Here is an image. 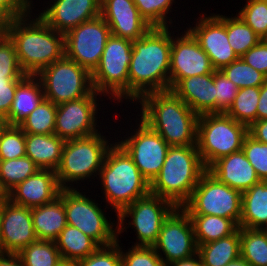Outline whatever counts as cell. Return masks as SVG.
I'll return each instance as SVG.
<instances>
[{"label":"cell","instance_id":"obj_1","mask_svg":"<svg viewBox=\"0 0 267 266\" xmlns=\"http://www.w3.org/2000/svg\"><path fill=\"white\" fill-rule=\"evenodd\" d=\"M169 27H152L132 41L128 73V100L137 102L150 92L169 90L171 33Z\"/></svg>","mask_w":267,"mask_h":266},{"label":"cell","instance_id":"obj_2","mask_svg":"<svg viewBox=\"0 0 267 266\" xmlns=\"http://www.w3.org/2000/svg\"><path fill=\"white\" fill-rule=\"evenodd\" d=\"M10 19L7 36L14 43L19 65L26 75H38L65 56V35L52 29L39 15ZM31 19V20H30Z\"/></svg>","mask_w":267,"mask_h":266},{"label":"cell","instance_id":"obj_3","mask_svg":"<svg viewBox=\"0 0 267 266\" xmlns=\"http://www.w3.org/2000/svg\"><path fill=\"white\" fill-rule=\"evenodd\" d=\"M140 102L141 120L156 131L169 146L197 143V115L172 90L150 92Z\"/></svg>","mask_w":267,"mask_h":266},{"label":"cell","instance_id":"obj_4","mask_svg":"<svg viewBox=\"0 0 267 266\" xmlns=\"http://www.w3.org/2000/svg\"><path fill=\"white\" fill-rule=\"evenodd\" d=\"M105 203L118 215L126 206L150 193V183L132 157L115 140L106 153L99 172Z\"/></svg>","mask_w":267,"mask_h":266},{"label":"cell","instance_id":"obj_5","mask_svg":"<svg viewBox=\"0 0 267 266\" xmlns=\"http://www.w3.org/2000/svg\"><path fill=\"white\" fill-rule=\"evenodd\" d=\"M206 170L196 145L169 146L160 173L150 183V193L182 207Z\"/></svg>","mask_w":267,"mask_h":266},{"label":"cell","instance_id":"obj_6","mask_svg":"<svg viewBox=\"0 0 267 266\" xmlns=\"http://www.w3.org/2000/svg\"><path fill=\"white\" fill-rule=\"evenodd\" d=\"M106 138L99 131L88 137L65 142L61 162L56 170L57 180L62 189L74 188L70 182H76L77 185V181L82 182L84 179L99 176L106 153L112 145Z\"/></svg>","mask_w":267,"mask_h":266},{"label":"cell","instance_id":"obj_7","mask_svg":"<svg viewBox=\"0 0 267 266\" xmlns=\"http://www.w3.org/2000/svg\"><path fill=\"white\" fill-rule=\"evenodd\" d=\"M247 134L248 127L226 113L199 115L196 146L205 168L219 158L242 150Z\"/></svg>","mask_w":267,"mask_h":266},{"label":"cell","instance_id":"obj_8","mask_svg":"<svg viewBox=\"0 0 267 266\" xmlns=\"http://www.w3.org/2000/svg\"><path fill=\"white\" fill-rule=\"evenodd\" d=\"M131 55L132 41L111 34L98 66L91 73L93 90L118 103L127 100Z\"/></svg>","mask_w":267,"mask_h":266},{"label":"cell","instance_id":"obj_9","mask_svg":"<svg viewBox=\"0 0 267 266\" xmlns=\"http://www.w3.org/2000/svg\"><path fill=\"white\" fill-rule=\"evenodd\" d=\"M77 190L79 189H61L59 194L64 203L67 224L82 231L99 246L115 243L118 240V229L114 221L112 223L107 219L105 210L95 200Z\"/></svg>","mask_w":267,"mask_h":266},{"label":"cell","instance_id":"obj_10","mask_svg":"<svg viewBox=\"0 0 267 266\" xmlns=\"http://www.w3.org/2000/svg\"><path fill=\"white\" fill-rule=\"evenodd\" d=\"M242 193L220 182L208 170L200 177L189 200L181 207L188 215H214L233 219L241 217Z\"/></svg>","mask_w":267,"mask_h":266},{"label":"cell","instance_id":"obj_11","mask_svg":"<svg viewBox=\"0 0 267 266\" xmlns=\"http://www.w3.org/2000/svg\"><path fill=\"white\" fill-rule=\"evenodd\" d=\"M176 208L172 202L152 193L138 198L116 215L118 221L115 223L118 235L130 226L135 229L138 239V242L136 240L132 246L153 247L157 242L163 222ZM127 217L132 218V220L128 222L129 226L126 227Z\"/></svg>","mask_w":267,"mask_h":266},{"label":"cell","instance_id":"obj_12","mask_svg":"<svg viewBox=\"0 0 267 266\" xmlns=\"http://www.w3.org/2000/svg\"><path fill=\"white\" fill-rule=\"evenodd\" d=\"M44 97L55 105L88 96L93 91L91 73L66 56L36 75Z\"/></svg>","mask_w":267,"mask_h":266},{"label":"cell","instance_id":"obj_13","mask_svg":"<svg viewBox=\"0 0 267 266\" xmlns=\"http://www.w3.org/2000/svg\"><path fill=\"white\" fill-rule=\"evenodd\" d=\"M110 35V28L101 15L85 21L65 34V56L92 73Z\"/></svg>","mask_w":267,"mask_h":266},{"label":"cell","instance_id":"obj_14","mask_svg":"<svg viewBox=\"0 0 267 266\" xmlns=\"http://www.w3.org/2000/svg\"><path fill=\"white\" fill-rule=\"evenodd\" d=\"M140 123L134 132L129 136H124V140L118 143L132 157L134 164L141 174L151 183L160 173L164 164L169 145L145 122L139 119Z\"/></svg>","mask_w":267,"mask_h":266},{"label":"cell","instance_id":"obj_15","mask_svg":"<svg viewBox=\"0 0 267 266\" xmlns=\"http://www.w3.org/2000/svg\"><path fill=\"white\" fill-rule=\"evenodd\" d=\"M99 95L93 90L86 97L57 105L54 134L67 141L98 133Z\"/></svg>","mask_w":267,"mask_h":266},{"label":"cell","instance_id":"obj_16","mask_svg":"<svg viewBox=\"0 0 267 266\" xmlns=\"http://www.w3.org/2000/svg\"><path fill=\"white\" fill-rule=\"evenodd\" d=\"M153 248L165 265L197 254L192 221L181 207H177L163 222Z\"/></svg>","mask_w":267,"mask_h":266},{"label":"cell","instance_id":"obj_17","mask_svg":"<svg viewBox=\"0 0 267 266\" xmlns=\"http://www.w3.org/2000/svg\"><path fill=\"white\" fill-rule=\"evenodd\" d=\"M194 27L187 28L199 46L209 56L215 70H220L239 57L233 51L227 37V16L201 14Z\"/></svg>","mask_w":267,"mask_h":266},{"label":"cell","instance_id":"obj_18","mask_svg":"<svg viewBox=\"0 0 267 266\" xmlns=\"http://www.w3.org/2000/svg\"><path fill=\"white\" fill-rule=\"evenodd\" d=\"M184 33L175 38L171 35L169 90L184 78L215 71L209 56L199 46L193 35L188 30Z\"/></svg>","mask_w":267,"mask_h":266},{"label":"cell","instance_id":"obj_19","mask_svg":"<svg viewBox=\"0 0 267 266\" xmlns=\"http://www.w3.org/2000/svg\"><path fill=\"white\" fill-rule=\"evenodd\" d=\"M38 239L33 228L31 208L2 199L0 253L18 254Z\"/></svg>","mask_w":267,"mask_h":266},{"label":"cell","instance_id":"obj_20","mask_svg":"<svg viewBox=\"0 0 267 266\" xmlns=\"http://www.w3.org/2000/svg\"><path fill=\"white\" fill-rule=\"evenodd\" d=\"M101 16L112 35L130 41L140 39L152 28L133 0H101Z\"/></svg>","mask_w":267,"mask_h":266},{"label":"cell","instance_id":"obj_21","mask_svg":"<svg viewBox=\"0 0 267 266\" xmlns=\"http://www.w3.org/2000/svg\"><path fill=\"white\" fill-rule=\"evenodd\" d=\"M51 2L39 16L52 29L64 35L81 23L101 15V0H52Z\"/></svg>","mask_w":267,"mask_h":266},{"label":"cell","instance_id":"obj_22","mask_svg":"<svg viewBox=\"0 0 267 266\" xmlns=\"http://www.w3.org/2000/svg\"><path fill=\"white\" fill-rule=\"evenodd\" d=\"M61 189L56 171L39 169L14 187L6 197L13 204L33 208L54 201Z\"/></svg>","mask_w":267,"mask_h":266},{"label":"cell","instance_id":"obj_23","mask_svg":"<svg viewBox=\"0 0 267 266\" xmlns=\"http://www.w3.org/2000/svg\"><path fill=\"white\" fill-rule=\"evenodd\" d=\"M207 170L220 182L241 193L261 181L242 150L219 158Z\"/></svg>","mask_w":267,"mask_h":266},{"label":"cell","instance_id":"obj_24","mask_svg":"<svg viewBox=\"0 0 267 266\" xmlns=\"http://www.w3.org/2000/svg\"><path fill=\"white\" fill-rule=\"evenodd\" d=\"M172 91L197 115L216 113L214 73L184 78Z\"/></svg>","mask_w":267,"mask_h":266},{"label":"cell","instance_id":"obj_25","mask_svg":"<svg viewBox=\"0 0 267 266\" xmlns=\"http://www.w3.org/2000/svg\"><path fill=\"white\" fill-rule=\"evenodd\" d=\"M65 140L56 134H25V151L39 169L56 171L61 162Z\"/></svg>","mask_w":267,"mask_h":266},{"label":"cell","instance_id":"obj_26","mask_svg":"<svg viewBox=\"0 0 267 266\" xmlns=\"http://www.w3.org/2000/svg\"><path fill=\"white\" fill-rule=\"evenodd\" d=\"M31 215L38 240L55 241L67 225L64 203L59 196L50 203L31 208Z\"/></svg>","mask_w":267,"mask_h":266},{"label":"cell","instance_id":"obj_27","mask_svg":"<svg viewBox=\"0 0 267 266\" xmlns=\"http://www.w3.org/2000/svg\"><path fill=\"white\" fill-rule=\"evenodd\" d=\"M267 225V181H259L242 193L239 227L264 229Z\"/></svg>","mask_w":267,"mask_h":266},{"label":"cell","instance_id":"obj_28","mask_svg":"<svg viewBox=\"0 0 267 266\" xmlns=\"http://www.w3.org/2000/svg\"><path fill=\"white\" fill-rule=\"evenodd\" d=\"M43 86L37 76L27 75L17 86L9 111L10 125H19L44 99Z\"/></svg>","mask_w":267,"mask_h":266},{"label":"cell","instance_id":"obj_29","mask_svg":"<svg viewBox=\"0 0 267 266\" xmlns=\"http://www.w3.org/2000/svg\"><path fill=\"white\" fill-rule=\"evenodd\" d=\"M55 243L64 261H79L99 247L92 238L68 224L61 231Z\"/></svg>","mask_w":267,"mask_h":266},{"label":"cell","instance_id":"obj_30","mask_svg":"<svg viewBox=\"0 0 267 266\" xmlns=\"http://www.w3.org/2000/svg\"><path fill=\"white\" fill-rule=\"evenodd\" d=\"M197 246L203 266H225L241 255L240 227L228 237Z\"/></svg>","mask_w":267,"mask_h":266},{"label":"cell","instance_id":"obj_31","mask_svg":"<svg viewBox=\"0 0 267 266\" xmlns=\"http://www.w3.org/2000/svg\"><path fill=\"white\" fill-rule=\"evenodd\" d=\"M197 245L225 238L235 233L239 225L229 218L214 215H189Z\"/></svg>","mask_w":267,"mask_h":266},{"label":"cell","instance_id":"obj_32","mask_svg":"<svg viewBox=\"0 0 267 266\" xmlns=\"http://www.w3.org/2000/svg\"><path fill=\"white\" fill-rule=\"evenodd\" d=\"M240 252L251 266H267V232L240 227Z\"/></svg>","mask_w":267,"mask_h":266},{"label":"cell","instance_id":"obj_33","mask_svg":"<svg viewBox=\"0 0 267 266\" xmlns=\"http://www.w3.org/2000/svg\"><path fill=\"white\" fill-rule=\"evenodd\" d=\"M39 168L28 157L0 161V190L5 196Z\"/></svg>","mask_w":267,"mask_h":266},{"label":"cell","instance_id":"obj_34","mask_svg":"<svg viewBox=\"0 0 267 266\" xmlns=\"http://www.w3.org/2000/svg\"><path fill=\"white\" fill-rule=\"evenodd\" d=\"M259 97L260 87L238 89L237 95L226 114L249 128L257 121Z\"/></svg>","mask_w":267,"mask_h":266},{"label":"cell","instance_id":"obj_35","mask_svg":"<svg viewBox=\"0 0 267 266\" xmlns=\"http://www.w3.org/2000/svg\"><path fill=\"white\" fill-rule=\"evenodd\" d=\"M57 105L47 99L18 125L25 134H54Z\"/></svg>","mask_w":267,"mask_h":266},{"label":"cell","instance_id":"obj_36","mask_svg":"<svg viewBox=\"0 0 267 266\" xmlns=\"http://www.w3.org/2000/svg\"><path fill=\"white\" fill-rule=\"evenodd\" d=\"M18 255L24 266H58L63 261L55 241L37 240Z\"/></svg>","mask_w":267,"mask_h":266},{"label":"cell","instance_id":"obj_37","mask_svg":"<svg viewBox=\"0 0 267 266\" xmlns=\"http://www.w3.org/2000/svg\"><path fill=\"white\" fill-rule=\"evenodd\" d=\"M227 37L238 57L243 56L261 40L237 14L235 17L227 16Z\"/></svg>","mask_w":267,"mask_h":266},{"label":"cell","instance_id":"obj_38","mask_svg":"<svg viewBox=\"0 0 267 266\" xmlns=\"http://www.w3.org/2000/svg\"><path fill=\"white\" fill-rule=\"evenodd\" d=\"M220 71L239 89L260 87L267 81L264 74L248 65L241 57L224 66Z\"/></svg>","mask_w":267,"mask_h":266},{"label":"cell","instance_id":"obj_39","mask_svg":"<svg viewBox=\"0 0 267 266\" xmlns=\"http://www.w3.org/2000/svg\"><path fill=\"white\" fill-rule=\"evenodd\" d=\"M140 15L152 27H169L172 19L167 16L175 0H133ZM170 10V11H169ZM167 19L169 21H167ZM169 22V24H168Z\"/></svg>","mask_w":267,"mask_h":266},{"label":"cell","instance_id":"obj_40","mask_svg":"<svg viewBox=\"0 0 267 266\" xmlns=\"http://www.w3.org/2000/svg\"><path fill=\"white\" fill-rule=\"evenodd\" d=\"M237 15L261 39L267 34V0H247Z\"/></svg>","mask_w":267,"mask_h":266},{"label":"cell","instance_id":"obj_41","mask_svg":"<svg viewBox=\"0 0 267 266\" xmlns=\"http://www.w3.org/2000/svg\"><path fill=\"white\" fill-rule=\"evenodd\" d=\"M26 156L25 133L18 125H9L0 140V161Z\"/></svg>","mask_w":267,"mask_h":266},{"label":"cell","instance_id":"obj_42","mask_svg":"<svg viewBox=\"0 0 267 266\" xmlns=\"http://www.w3.org/2000/svg\"><path fill=\"white\" fill-rule=\"evenodd\" d=\"M27 75L21 69L14 43L9 37H0V79H24Z\"/></svg>","mask_w":267,"mask_h":266},{"label":"cell","instance_id":"obj_43","mask_svg":"<svg viewBox=\"0 0 267 266\" xmlns=\"http://www.w3.org/2000/svg\"><path fill=\"white\" fill-rule=\"evenodd\" d=\"M242 151L259 179L267 181V144L261 143L248 133L244 138Z\"/></svg>","mask_w":267,"mask_h":266},{"label":"cell","instance_id":"obj_44","mask_svg":"<svg viewBox=\"0 0 267 266\" xmlns=\"http://www.w3.org/2000/svg\"><path fill=\"white\" fill-rule=\"evenodd\" d=\"M122 266H166L153 247L132 246L126 252L120 247Z\"/></svg>","mask_w":267,"mask_h":266},{"label":"cell","instance_id":"obj_45","mask_svg":"<svg viewBox=\"0 0 267 266\" xmlns=\"http://www.w3.org/2000/svg\"><path fill=\"white\" fill-rule=\"evenodd\" d=\"M216 113H226L237 95L238 87L220 70L214 71Z\"/></svg>","mask_w":267,"mask_h":266},{"label":"cell","instance_id":"obj_46","mask_svg":"<svg viewBox=\"0 0 267 266\" xmlns=\"http://www.w3.org/2000/svg\"><path fill=\"white\" fill-rule=\"evenodd\" d=\"M118 240L108 246H99L92 254L78 261L79 266H122Z\"/></svg>","mask_w":267,"mask_h":266},{"label":"cell","instance_id":"obj_47","mask_svg":"<svg viewBox=\"0 0 267 266\" xmlns=\"http://www.w3.org/2000/svg\"><path fill=\"white\" fill-rule=\"evenodd\" d=\"M241 58L267 77V44L262 39Z\"/></svg>","mask_w":267,"mask_h":266},{"label":"cell","instance_id":"obj_48","mask_svg":"<svg viewBox=\"0 0 267 266\" xmlns=\"http://www.w3.org/2000/svg\"><path fill=\"white\" fill-rule=\"evenodd\" d=\"M23 79H0V115L7 117L11 110L18 84Z\"/></svg>","mask_w":267,"mask_h":266},{"label":"cell","instance_id":"obj_49","mask_svg":"<svg viewBox=\"0 0 267 266\" xmlns=\"http://www.w3.org/2000/svg\"><path fill=\"white\" fill-rule=\"evenodd\" d=\"M31 0H0V11L9 19H15L27 15L33 10Z\"/></svg>","mask_w":267,"mask_h":266},{"label":"cell","instance_id":"obj_50","mask_svg":"<svg viewBox=\"0 0 267 266\" xmlns=\"http://www.w3.org/2000/svg\"><path fill=\"white\" fill-rule=\"evenodd\" d=\"M248 133L261 143L267 144V119L255 121L248 128Z\"/></svg>","mask_w":267,"mask_h":266},{"label":"cell","instance_id":"obj_51","mask_svg":"<svg viewBox=\"0 0 267 266\" xmlns=\"http://www.w3.org/2000/svg\"><path fill=\"white\" fill-rule=\"evenodd\" d=\"M267 119V81L260 86V97L257 107V120Z\"/></svg>","mask_w":267,"mask_h":266},{"label":"cell","instance_id":"obj_52","mask_svg":"<svg viewBox=\"0 0 267 266\" xmlns=\"http://www.w3.org/2000/svg\"><path fill=\"white\" fill-rule=\"evenodd\" d=\"M0 266H24L18 254L0 253Z\"/></svg>","mask_w":267,"mask_h":266},{"label":"cell","instance_id":"obj_53","mask_svg":"<svg viewBox=\"0 0 267 266\" xmlns=\"http://www.w3.org/2000/svg\"><path fill=\"white\" fill-rule=\"evenodd\" d=\"M166 266H203L199 254H195L189 258L178 260L172 263H169Z\"/></svg>","mask_w":267,"mask_h":266},{"label":"cell","instance_id":"obj_54","mask_svg":"<svg viewBox=\"0 0 267 266\" xmlns=\"http://www.w3.org/2000/svg\"><path fill=\"white\" fill-rule=\"evenodd\" d=\"M9 18L0 11V37L6 36Z\"/></svg>","mask_w":267,"mask_h":266},{"label":"cell","instance_id":"obj_55","mask_svg":"<svg viewBox=\"0 0 267 266\" xmlns=\"http://www.w3.org/2000/svg\"><path fill=\"white\" fill-rule=\"evenodd\" d=\"M225 266H251L249 262H247L241 255L235 260L230 261Z\"/></svg>","mask_w":267,"mask_h":266},{"label":"cell","instance_id":"obj_56","mask_svg":"<svg viewBox=\"0 0 267 266\" xmlns=\"http://www.w3.org/2000/svg\"><path fill=\"white\" fill-rule=\"evenodd\" d=\"M9 125L10 124L8 122V119L0 115V140H1L3 132L7 129Z\"/></svg>","mask_w":267,"mask_h":266},{"label":"cell","instance_id":"obj_57","mask_svg":"<svg viewBox=\"0 0 267 266\" xmlns=\"http://www.w3.org/2000/svg\"><path fill=\"white\" fill-rule=\"evenodd\" d=\"M58 266H79L78 261H62Z\"/></svg>","mask_w":267,"mask_h":266},{"label":"cell","instance_id":"obj_58","mask_svg":"<svg viewBox=\"0 0 267 266\" xmlns=\"http://www.w3.org/2000/svg\"><path fill=\"white\" fill-rule=\"evenodd\" d=\"M1 221H2V200L0 201V235H1Z\"/></svg>","mask_w":267,"mask_h":266},{"label":"cell","instance_id":"obj_59","mask_svg":"<svg viewBox=\"0 0 267 266\" xmlns=\"http://www.w3.org/2000/svg\"><path fill=\"white\" fill-rule=\"evenodd\" d=\"M5 197V194L0 190V201Z\"/></svg>","mask_w":267,"mask_h":266},{"label":"cell","instance_id":"obj_60","mask_svg":"<svg viewBox=\"0 0 267 266\" xmlns=\"http://www.w3.org/2000/svg\"><path fill=\"white\" fill-rule=\"evenodd\" d=\"M262 40L267 44V34L262 38Z\"/></svg>","mask_w":267,"mask_h":266}]
</instances>
